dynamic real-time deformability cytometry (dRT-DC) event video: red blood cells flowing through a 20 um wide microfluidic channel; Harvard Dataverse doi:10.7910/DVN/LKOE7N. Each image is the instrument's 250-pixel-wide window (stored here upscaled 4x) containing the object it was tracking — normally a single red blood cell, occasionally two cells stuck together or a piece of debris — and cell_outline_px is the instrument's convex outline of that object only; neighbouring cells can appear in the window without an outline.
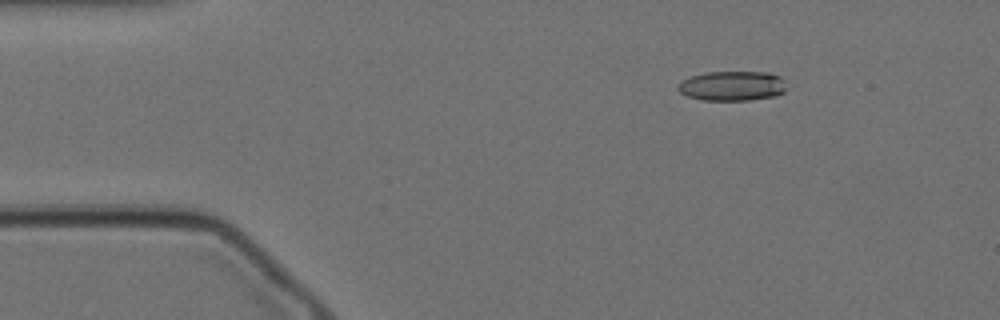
{"species": "Egyptian fruit bat (a non-hibernating species)", "species_latin": "Rousettus aegyptiacus", "temperature_condition": "cold", "stored_images_in_passage": 58, "camera_frame_rate_fps": 3000, "um_per_image_px": 0.085, "animal": {"sex": "female"}, "frame": {"image": 1, "passage_image": 8, "time_ms": 2.333, "image_size_px": [1000, 320], "cell_outline_px": [[784, 92], [776, 96], [748, 100], [704, 100], [688, 96], [680, 92], [676, 88], [680, 80], [704, 72], [768, 72], [780, 76], [784, 80]], "centroid_in_image_um": [62.22, 7.29], "position_along_channel_um": 22.8, "area_um2": 18.84}}
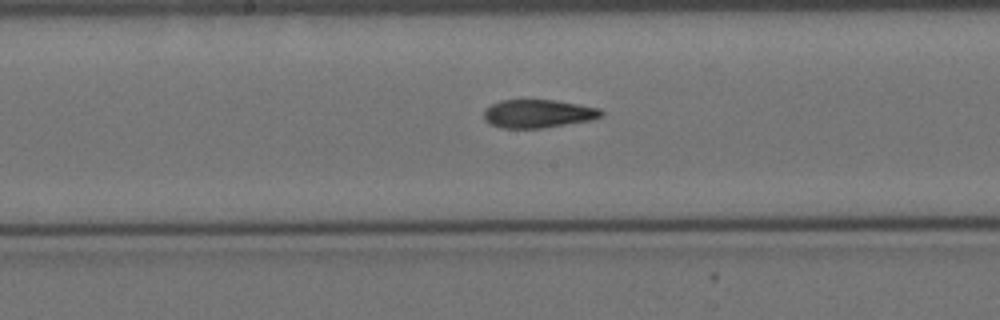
{"frame": {"image": 2, "passage_image": 29, "time_ms": 9.333, "image_size_px": [1000, 320], "cell_outline_px": [[604, 116], [592, 120], [544, 128], [500, 128], [484, 120], [484, 108], [500, 100], [556, 100], [580, 104], [600, 108], [604, 112]], "centroid_in_image_um": [45.77, 9.66], "position_along_channel_um": 202.4, "area_um2": 19.59}}
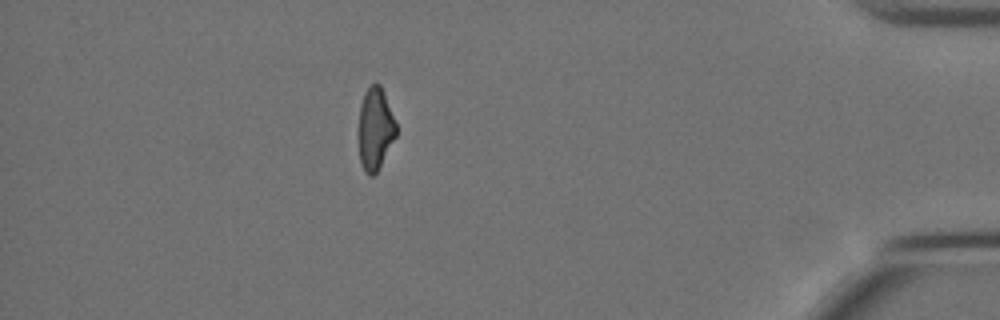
{"frame": {"image": 3, "passage_image": 51, "time_ms": 16.667, "image_size_px": [1000, 320], "cell_outline_px": [[396, 136], [376, 172], [372, 176], [368, 176], [364, 172], [360, 160], [360, 104], [364, 92], [376, 80], [380, 84], [396, 124]], "centroid_in_image_um": [31.89, 10.93], "position_along_channel_um": 403.3, "area_um2": 17.51}, "authors_computed_cell_mechanics": {"area_um2": 19.5942, "velocity_mm_per_s": 3.4468, "shape_relaxation_time_tau1_ms": 9.3353, "shape_relaxation_time_tau2_ms": 3.5829, "deformation_change_tau1": 0.216, "deformation_change_tau2": 0.1143}}